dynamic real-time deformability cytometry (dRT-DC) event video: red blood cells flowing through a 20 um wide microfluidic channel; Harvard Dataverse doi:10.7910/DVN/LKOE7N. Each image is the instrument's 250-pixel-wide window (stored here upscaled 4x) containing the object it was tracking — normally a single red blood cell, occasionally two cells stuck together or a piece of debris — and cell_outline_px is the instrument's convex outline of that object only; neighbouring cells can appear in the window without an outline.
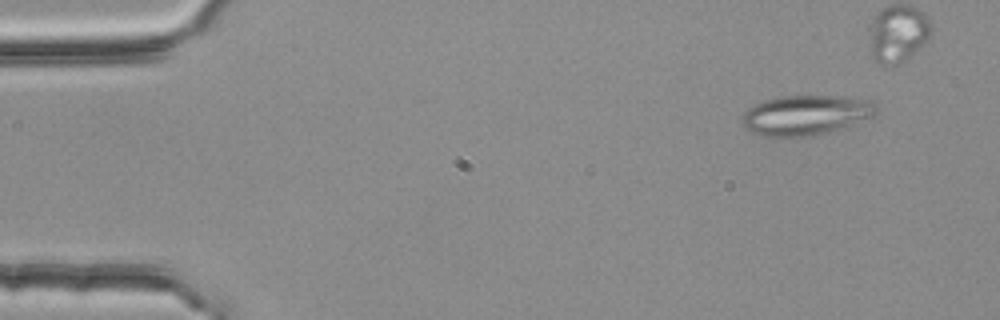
{"species": "common noctule bat (a hibernating species)", "species_latin": "Nyctalus noctula", "temperature_condition": "room temperature", "stored_images_in_passage": 43, "camera_frame_rate_fps": 3000, "um_per_image_px": 0.085, "animal": {"sex": "female", "body_mass_g": 25.1}, "frame": {"image": 1, "passage_image": 5, "time_ms": 1.333, "image_size_px": [1000, 320], "cell_outline_px": [[876, 112], [872, 116], [824, 132], [808, 136], [760, 136], [752, 132], [740, 120], [744, 112], [752, 104], [764, 100], [780, 96], [840, 96], [872, 100], [876, 104]], "centroid_in_image_um": [68.42, 9.75], "position_along_channel_um": 16.6, "area_um2": 30.63}}
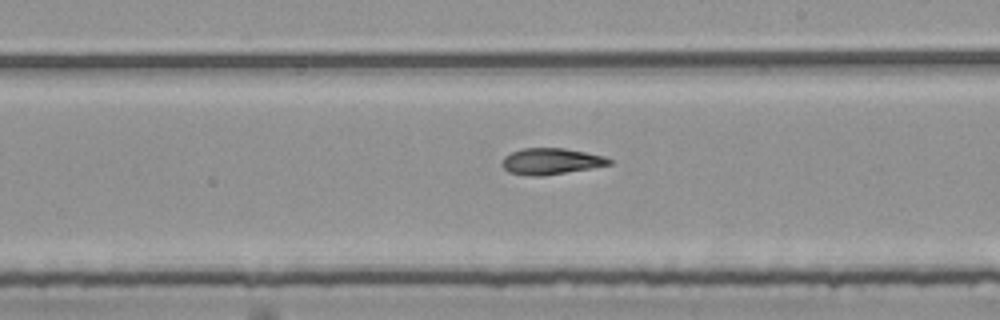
{"frame": {"image": 2, "passage_image": 31, "time_ms": 10.0, "image_size_px": [1000, 320], "cell_outline_px": [[612, 164], [592, 168], [544, 176], [528, 176], [508, 172], [500, 164], [504, 156], [512, 152], [524, 148], [564, 148], [604, 156], [612, 160]], "centroid_in_image_um": [46.81, 13.72], "position_along_channel_um": 242.2, "area_um2": 16.47}}
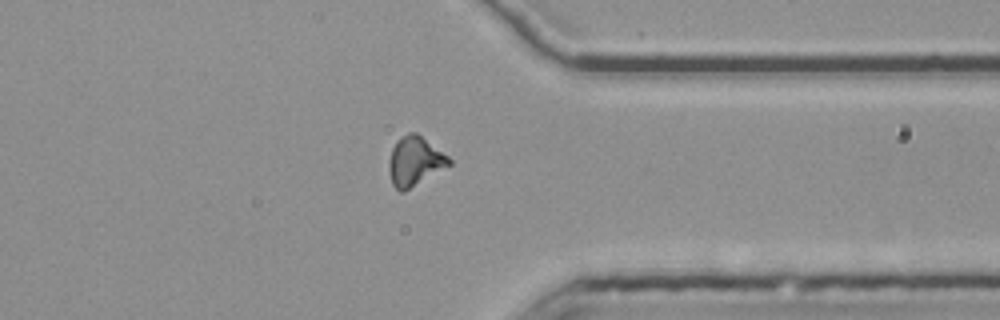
{"frame": {"image": 3, "passage_image": 42, "time_ms": 13.667, "image_size_px": [1000, 320], "cell_outline_px": [[452, 164], [404, 192], [400, 192], [392, 184], [388, 168], [388, 164], [392, 148], [396, 140], [400, 136], [408, 132], [416, 132], [448, 156], [452, 160]], "centroid_in_image_um": [35.25, 13.7], "position_along_channel_um": 376.2, "area_um2": 17.34}}